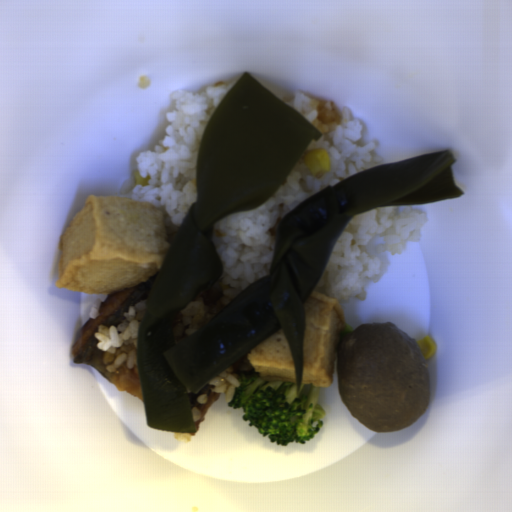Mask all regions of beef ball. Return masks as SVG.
<instances>
[{"instance_id":"1","label":"beef ball","mask_w":512,"mask_h":512,"mask_svg":"<svg viewBox=\"0 0 512 512\" xmlns=\"http://www.w3.org/2000/svg\"><path fill=\"white\" fill-rule=\"evenodd\" d=\"M346 409L373 432L407 428L430 407L426 355L393 322H365L343 335L335 367Z\"/></svg>"}]
</instances>
